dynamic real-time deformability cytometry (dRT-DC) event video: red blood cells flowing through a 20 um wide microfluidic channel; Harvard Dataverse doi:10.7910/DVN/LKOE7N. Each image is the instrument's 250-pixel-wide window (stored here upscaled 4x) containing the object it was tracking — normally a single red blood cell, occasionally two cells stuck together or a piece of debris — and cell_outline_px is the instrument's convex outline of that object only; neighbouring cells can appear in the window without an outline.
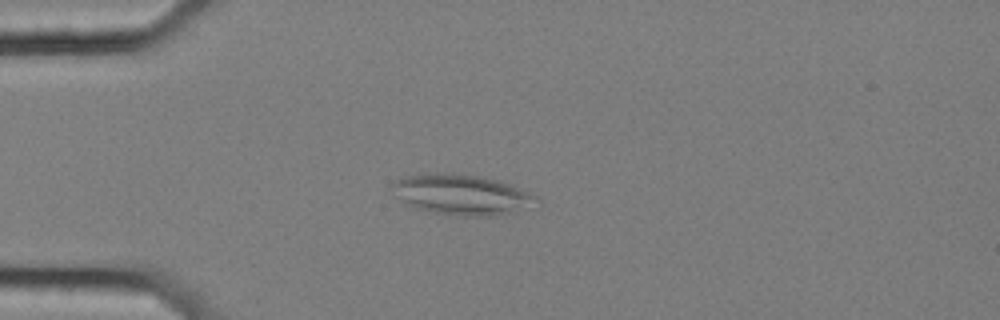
{"species": "common noctule bat (a hibernating species)", "species_latin": "Nyctalus noctula", "temperature_condition": "cold", "stored_images_in_passage": 23, "camera_frame_rate_fps": 3000, "um_per_image_px": 0.085, "animal": {"sex": "female", "body_mass_g": 25.1}, "frame": {"image": 1, "passage_image": 14, "time_ms": 4.333, "image_size_px": [1000, 320], "cell_outline_px": [[540, 200], [508, 212], [496, 216], [456, 216], [416, 208], [404, 204], [388, 188], [392, 184], [408, 176], [480, 176], [500, 180], [512, 184], [536, 196]], "centroid_in_image_um": [39.23, 16.58], "position_along_channel_um": 45.8, "area_um2": 32.48}}